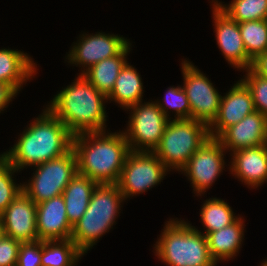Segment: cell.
<instances>
[{
  "label": "cell",
  "mask_w": 267,
  "mask_h": 266,
  "mask_svg": "<svg viewBox=\"0 0 267 266\" xmlns=\"http://www.w3.org/2000/svg\"><path fill=\"white\" fill-rule=\"evenodd\" d=\"M77 40L70 46L65 55L64 63L79 68L82 74L92 65L118 55L131 41L123 35L97 31L94 34L80 32ZM81 69V70H80Z\"/></svg>",
  "instance_id": "12"
},
{
  "label": "cell",
  "mask_w": 267,
  "mask_h": 266,
  "mask_svg": "<svg viewBox=\"0 0 267 266\" xmlns=\"http://www.w3.org/2000/svg\"><path fill=\"white\" fill-rule=\"evenodd\" d=\"M234 82L227 92L222 93L218 115L209 126L210 138L217 139L228 127L255 111L249 88L241 79Z\"/></svg>",
  "instance_id": "14"
},
{
  "label": "cell",
  "mask_w": 267,
  "mask_h": 266,
  "mask_svg": "<svg viewBox=\"0 0 267 266\" xmlns=\"http://www.w3.org/2000/svg\"><path fill=\"white\" fill-rule=\"evenodd\" d=\"M29 180L22 182L23 192L36 204L61 195L78 173L77 157L73 148L64 155L31 168Z\"/></svg>",
  "instance_id": "7"
},
{
  "label": "cell",
  "mask_w": 267,
  "mask_h": 266,
  "mask_svg": "<svg viewBox=\"0 0 267 266\" xmlns=\"http://www.w3.org/2000/svg\"><path fill=\"white\" fill-rule=\"evenodd\" d=\"M210 138L209 127L194 119H171L153 153L171 172H179Z\"/></svg>",
  "instance_id": "6"
},
{
  "label": "cell",
  "mask_w": 267,
  "mask_h": 266,
  "mask_svg": "<svg viewBox=\"0 0 267 266\" xmlns=\"http://www.w3.org/2000/svg\"><path fill=\"white\" fill-rule=\"evenodd\" d=\"M97 184L87 176L77 173L65 187L62 196L64 197L67 217L72 227L85 213Z\"/></svg>",
  "instance_id": "23"
},
{
  "label": "cell",
  "mask_w": 267,
  "mask_h": 266,
  "mask_svg": "<svg viewBox=\"0 0 267 266\" xmlns=\"http://www.w3.org/2000/svg\"><path fill=\"white\" fill-rule=\"evenodd\" d=\"M239 30L248 57L254 61L267 49V19L239 23Z\"/></svg>",
  "instance_id": "27"
},
{
  "label": "cell",
  "mask_w": 267,
  "mask_h": 266,
  "mask_svg": "<svg viewBox=\"0 0 267 266\" xmlns=\"http://www.w3.org/2000/svg\"><path fill=\"white\" fill-rule=\"evenodd\" d=\"M245 222L246 220L241 214L231 225L210 232L206 236L210 256L216 264L234 260L239 255L245 238L244 234L247 232Z\"/></svg>",
  "instance_id": "20"
},
{
  "label": "cell",
  "mask_w": 267,
  "mask_h": 266,
  "mask_svg": "<svg viewBox=\"0 0 267 266\" xmlns=\"http://www.w3.org/2000/svg\"><path fill=\"white\" fill-rule=\"evenodd\" d=\"M67 84L45 105L73 134L105 131L107 128V97L82 74Z\"/></svg>",
  "instance_id": "2"
},
{
  "label": "cell",
  "mask_w": 267,
  "mask_h": 266,
  "mask_svg": "<svg viewBox=\"0 0 267 266\" xmlns=\"http://www.w3.org/2000/svg\"><path fill=\"white\" fill-rule=\"evenodd\" d=\"M154 101L170 120L191 119V108L182 84L169 86L166 88L164 97Z\"/></svg>",
  "instance_id": "28"
},
{
  "label": "cell",
  "mask_w": 267,
  "mask_h": 266,
  "mask_svg": "<svg viewBox=\"0 0 267 266\" xmlns=\"http://www.w3.org/2000/svg\"><path fill=\"white\" fill-rule=\"evenodd\" d=\"M19 93L9 84L0 82V114L7 112L8 106L13 104ZM16 97V98H15Z\"/></svg>",
  "instance_id": "33"
},
{
  "label": "cell",
  "mask_w": 267,
  "mask_h": 266,
  "mask_svg": "<svg viewBox=\"0 0 267 266\" xmlns=\"http://www.w3.org/2000/svg\"><path fill=\"white\" fill-rule=\"evenodd\" d=\"M143 84L141 74L128 61L120 71L111 94L107 97L108 103L114 102L117 104L115 106L126 110L138 102L146 101L143 99L145 92Z\"/></svg>",
  "instance_id": "22"
},
{
  "label": "cell",
  "mask_w": 267,
  "mask_h": 266,
  "mask_svg": "<svg viewBox=\"0 0 267 266\" xmlns=\"http://www.w3.org/2000/svg\"><path fill=\"white\" fill-rule=\"evenodd\" d=\"M170 173L153 152L130 151L116 184L128 202L161 184Z\"/></svg>",
  "instance_id": "9"
},
{
  "label": "cell",
  "mask_w": 267,
  "mask_h": 266,
  "mask_svg": "<svg viewBox=\"0 0 267 266\" xmlns=\"http://www.w3.org/2000/svg\"><path fill=\"white\" fill-rule=\"evenodd\" d=\"M18 173L20 172L0 155V214L23 191L22 183H17L16 180Z\"/></svg>",
  "instance_id": "29"
},
{
  "label": "cell",
  "mask_w": 267,
  "mask_h": 266,
  "mask_svg": "<svg viewBox=\"0 0 267 266\" xmlns=\"http://www.w3.org/2000/svg\"><path fill=\"white\" fill-rule=\"evenodd\" d=\"M132 44L133 42H130L118 55L96 63L82 73L106 97L111 94L120 71L129 60L128 55L134 47Z\"/></svg>",
  "instance_id": "21"
},
{
  "label": "cell",
  "mask_w": 267,
  "mask_h": 266,
  "mask_svg": "<svg viewBox=\"0 0 267 266\" xmlns=\"http://www.w3.org/2000/svg\"><path fill=\"white\" fill-rule=\"evenodd\" d=\"M217 140L227 153L267 144V117L259 111L228 127Z\"/></svg>",
  "instance_id": "17"
},
{
  "label": "cell",
  "mask_w": 267,
  "mask_h": 266,
  "mask_svg": "<svg viewBox=\"0 0 267 266\" xmlns=\"http://www.w3.org/2000/svg\"><path fill=\"white\" fill-rule=\"evenodd\" d=\"M4 235L20 242L38 240L36 203L23 191L0 214Z\"/></svg>",
  "instance_id": "15"
},
{
  "label": "cell",
  "mask_w": 267,
  "mask_h": 266,
  "mask_svg": "<svg viewBox=\"0 0 267 266\" xmlns=\"http://www.w3.org/2000/svg\"><path fill=\"white\" fill-rule=\"evenodd\" d=\"M83 256L71 239L42 241V266H77Z\"/></svg>",
  "instance_id": "25"
},
{
  "label": "cell",
  "mask_w": 267,
  "mask_h": 266,
  "mask_svg": "<svg viewBox=\"0 0 267 266\" xmlns=\"http://www.w3.org/2000/svg\"><path fill=\"white\" fill-rule=\"evenodd\" d=\"M36 227L38 240L71 239L73 227L62 194L36 204Z\"/></svg>",
  "instance_id": "18"
},
{
  "label": "cell",
  "mask_w": 267,
  "mask_h": 266,
  "mask_svg": "<svg viewBox=\"0 0 267 266\" xmlns=\"http://www.w3.org/2000/svg\"><path fill=\"white\" fill-rule=\"evenodd\" d=\"M170 217L153 244L154 255L166 266H217L209 253L207 237L190 221Z\"/></svg>",
  "instance_id": "4"
},
{
  "label": "cell",
  "mask_w": 267,
  "mask_h": 266,
  "mask_svg": "<svg viewBox=\"0 0 267 266\" xmlns=\"http://www.w3.org/2000/svg\"><path fill=\"white\" fill-rule=\"evenodd\" d=\"M181 60L182 87L191 108V119L209 127L218 115L222 92L192 61L187 58Z\"/></svg>",
  "instance_id": "10"
},
{
  "label": "cell",
  "mask_w": 267,
  "mask_h": 266,
  "mask_svg": "<svg viewBox=\"0 0 267 266\" xmlns=\"http://www.w3.org/2000/svg\"><path fill=\"white\" fill-rule=\"evenodd\" d=\"M242 73L244 75L240 79L251 91L255 111H259L267 117V79L257 75L251 68Z\"/></svg>",
  "instance_id": "30"
},
{
  "label": "cell",
  "mask_w": 267,
  "mask_h": 266,
  "mask_svg": "<svg viewBox=\"0 0 267 266\" xmlns=\"http://www.w3.org/2000/svg\"><path fill=\"white\" fill-rule=\"evenodd\" d=\"M21 242L11 237L0 239V266H16Z\"/></svg>",
  "instance_id": "32"
},
{
  "label": "cell",
  "mask_w": 267,
  "mask_h": 266,
  "mask_svg": "<svg viewBox=\"0 0 267 266\" xmlns=\"http://www.w3.org/2000/svg\"><path fill=\"white\" fill-rule=\"evenodd\" d=\"M229 155L228 171L235 180L257 190L267 183V144L239 149Z\"/></svg>",
  "instance_id": "16"
},
{
  "label": "cell",
  "mask_w": 267,
  "mask_h": 266,
  "mask_svg": "<svg viewBox=\"0 0 267 266\" xmlns=\"http://www.w3.org/2000/svg\"><path fill=\"white\" fill-rule=\"evenodd\" d=\"M212 6V25L216 45L225 61L232 68L242 72L251 68L253 61L248 57L239 30V23L224 13L213 0H208Z\"/></svg>",
  "instance_id": "13"
},
{
  "label": "cell",
  "mask_w": 267,
  "mask_h": 266,
  "mask_svg": "<svg viewBox=\"0 0 267 266\" xmlns=\"http://www.w3.org/2000/svg\"><path fill=\"white\" fill-rule=\"evenodd\" d=\"M24 52L9 47L0 49V82L11 85L19 94L27 82L36 78L39 70L33 56Z\"/></svg>",
  "instance_id": "19"
},
{
  "label": "cell",
  "mask_w": 267,
  "mask_h": 266,
  "mask_svg": "<svg viewBox=\"0 0 267 266\" xmlns=\"http://www.w3.org/2000/svg\"><path fill=\"white\" fill-rule=\"evenodd\" d=\"M225 154L229 153L222 144L215 138H209L178 172L190 182L194 196L204 200L202 196L205 197L206 192L212 188L221 174L223 175V171L229 169Z\"/></svg>",
  "instance_id": "11"
},
{
  "label": "cell",
  "mask_w": 267,
  "mask_h": 266,
  "mask_svg": "<svg viewBox=\"0 0 267 266\" xmlns=\"http://www.w3.org/2000/svg\"><path fill=\"white\" fill-rule=\"evenodd\" d=\"M251 69L259 76L267 79V52L259 55L252 63Z\"/></svg>",
  "instance_id": "34"
},
{
  "label": "cell",
  "mask_w": 267,
  "mask_h": 266,
  "mask_svg": "<svg viewBox=\"0 0 267 266\" xmlns=\"http://www.w3.org/2000/svg\"><path fill=\"white\" fill-rule=\"evenodd\" d=\"M4 236V229H3V225L0 219V239Z\"/></svg>",
  "instance_id": "35"
},
{
  "label": "cell",
  "mask_w": 267,
  "mask_h": 266,
  "mask_svg": "<svg viewBox=\"0 0 267 266\" xmlns=\"http://www.w3.org/2000/svg\"><path fill=\"white\" fill-rule=\"evenodd\" d=\"M72 148L78 173L98 184H116L131 151L122 130L94 131L73 135Z\"/></svg>",
  "instance_id": "3"
},
{
  "label": "cell",
  "mask_w": 267,
  "mask_h": 266,
  "mask_svg": "<svg viewBox=\"0 0 267 266\" xmlns=\"http://www.w3.org/2000/svg\"><path fill=\"white\" fill-rule=\"evenodd\" d=\"M125 202L117 184H97L71 235V240L84 255L115 227Z\"/></svg>",
  "instance_id": "5"
},
{
  "label": "cell",
  "mask_w": 267,
  "mask_h": 266,
  "mask_svg": "<svg viewBox=\"0 0 267 266\" xmlns=\"http://www.w3.org/2000/svg\"><path fill=\"white\" fill-rule=\"evenodd\" d=\"M18 134L12 147L0 155L17 171L32 168L67 153L72 148L73 134L44 105Z\"/></svg>",
  "instance_id": "1"
},
{
  "label": "cell",
  "mask_w": 267,
  "mask_h": 266,
  "mask_svg": "<svg viewBox=\"0 0 267 266\" xmlns=\"http://www.w3.org/2000/svg\"><path fill=\"white\" fill-rule=\"evenodd\" d=\"M259 266H267V258L263 259Z\"/></svg>",
  "instance_id": "36"
},
{
  "label": "cell",
  "mask_w": 267,
  "mask_h": 266,
  "mask_svg": "<svg viewBox=\"0 0 267 266\" xmlns=\"http://www.w3.org/2000/svg\"><path fill=\"white\" fill-rule=\"evenodd\" d=\"M42 240L21 242L16 266H42Z\"/></svg>",
  "instance_id": "31"
},
{
  "label": "cell",
  "mask_w": 267,
  "mask_h": 266,
  "mask_svg": "<svg viewBox=\"0 0 267 266\" xmlns=\"http://www.w3.org/2000/svg\"><path fill=\"white\" fill-rule=\"evenodd\" d=\"M128 121L122 132L131 151L153 152L159 145L161 137L170 119L150 99L128 107Z\"/></svg>",
  "instance_id": "8"
},
{
  "label": "cell",
  "mask_w": 267,
  "mask_h": 266,
  "mask_svg": "<svg viewBox=\"0 0 267 266\" xmlns=\"http://www.w3.org/2000/svg\"><path fill=\"white\" fill-rule=\"evenodd\" d=\"M216 5L237 23L267 19V0H213Z\"/></svg>",
  "instance_id": "26"
},
{
  "label": "cell",
  "mask_w": 267,
  "mask_h": 266,
  "mask_svg": "<svg viewBox=\"0 0 267 266\" xmlns=\"http://www.w3.org/2000/svg\"><path fill=\"white\" fill-rule=\"evenodd\" d=\"M202 202V206L199 209V222L203 228L201 227L199 230L198 227H194L205 236H207L210 232L218 231L231 225L241 216L236 212L234 213L233 208L230 206L229 202L225 201V199L223 200L219 197H208Z\"/></svg>",
  "instance_id": "24"
}]
</instances>
